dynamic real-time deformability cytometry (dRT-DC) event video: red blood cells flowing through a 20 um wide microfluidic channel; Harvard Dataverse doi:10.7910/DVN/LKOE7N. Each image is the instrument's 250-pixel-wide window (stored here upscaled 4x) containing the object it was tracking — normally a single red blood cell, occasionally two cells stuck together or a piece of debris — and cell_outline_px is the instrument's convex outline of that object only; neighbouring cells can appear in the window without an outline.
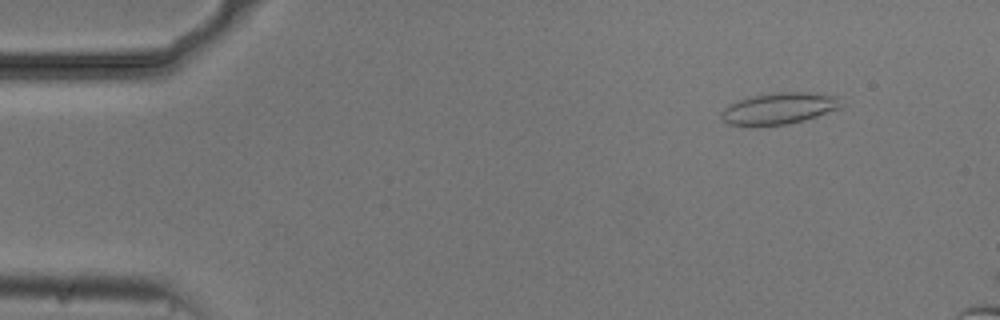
{"species": "common noctule bat (a hibernating species)", "species_latin": "Nyctalus noctula", "temperature_condition": "cold", "stored_images_in_passage": 8, "camera_frame_rate_fps": 3000, "um_per_image_px": 0.085, "animal": {"sex": "male", "body_mass_g": 20.5, "forearm_length_mm": 52.5}, "frame": {"image": 1, "passage_image": 6, "time_ms": 1.667, "image_size_px": [1000, 320], "cell_outline_px": [[844, 104], [840, 108], [804, 120], [784, 124], [728, 124], [720, 120], [720, 112], [728, 104], [752, 96], [772, 92], [808, 92], [836, 96]], "centroid_in_image_um": [66.21, 9.19], "position_along_channel_um": 18.8, "area_um2": 21.68}}